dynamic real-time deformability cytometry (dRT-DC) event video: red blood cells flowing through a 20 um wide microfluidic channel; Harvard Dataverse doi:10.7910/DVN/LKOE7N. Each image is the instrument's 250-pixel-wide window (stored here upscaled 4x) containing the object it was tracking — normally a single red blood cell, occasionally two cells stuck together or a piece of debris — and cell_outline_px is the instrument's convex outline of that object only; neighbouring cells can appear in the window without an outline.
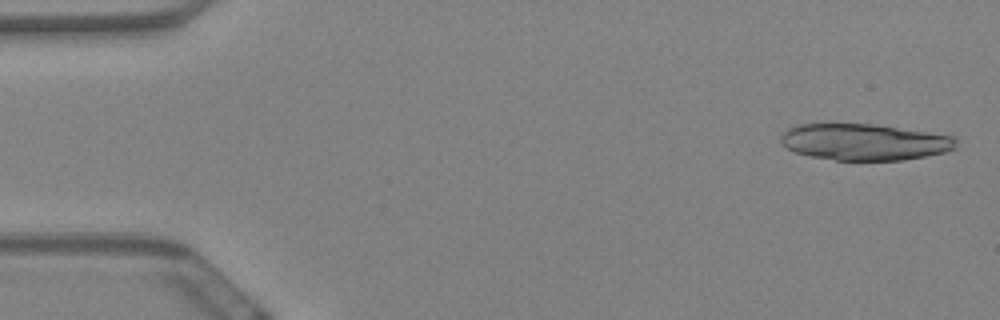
{"species": "Egyptian fruit bat (a non-hibernating species)", "species_latin": "Rousettus aegyptiacus", "temperature_condition": "warm", "stored_images_in_passage": 17, "camera_frame_rate_fps": 3000, "um_per_image_px": 0.085, "animal": {"sex": "female"}, "frame": {"image": 1, "passage_image": 2, "time_ms": 0.333, "image_size_px": [1000, 320], "cell_outline_px": [[956, 148], [948, 152], [904, 160], [836, 160], [812, 156], [796, 152], [788, 148], [780, 140], [780, 136], [788, 128], [800, 124], [872, 124], [956, 136]], "centroid_in_image_um": [73.52, 12.07], "position_along_channel_um": 11.5, "area_um2": 37.11}}